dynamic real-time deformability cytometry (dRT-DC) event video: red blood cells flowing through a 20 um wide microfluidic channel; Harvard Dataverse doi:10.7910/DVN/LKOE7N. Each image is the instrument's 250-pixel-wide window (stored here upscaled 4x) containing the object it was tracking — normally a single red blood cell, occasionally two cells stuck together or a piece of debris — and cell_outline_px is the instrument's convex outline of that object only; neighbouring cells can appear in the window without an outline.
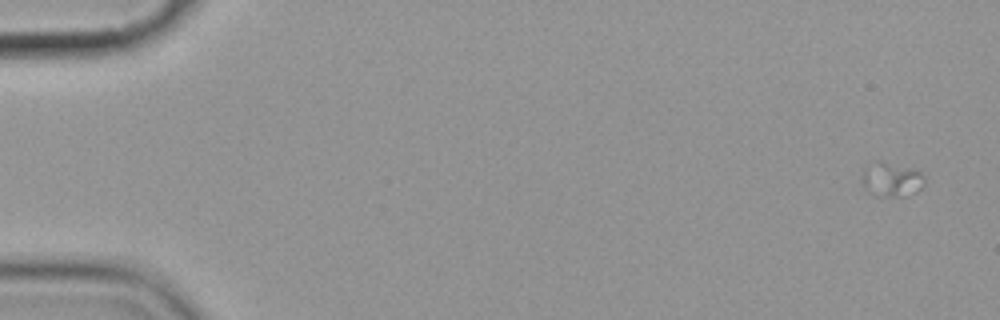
{"species": "common noctule bat (a hibernating species)", "species_latin": "Nyctalus noctula", "temperature_condition": "cold", "stored_images_in_passage": 7, "camera_frame_rate_fps": 3000, "um_per_image_px": 0.085, "animal": {"sex": "female", "body_mass_g": 19.9}, "frame": {"image": 1, "passage_image": 1, "time_ms": 0.0, "image_size_px": [1000, 320], "cell_outline_px": [[924, 184], [916, 192], [908, 196], [876, 196], [868, 192], [860, 180], [864, 168], [876, 160], [880, 160], [908, 168], [920, 172], [924, 176]], "centroid_in_image_um": [75.73, 15.27], "position_along_channel_um": 9.3, "area_um2": 12.54}}
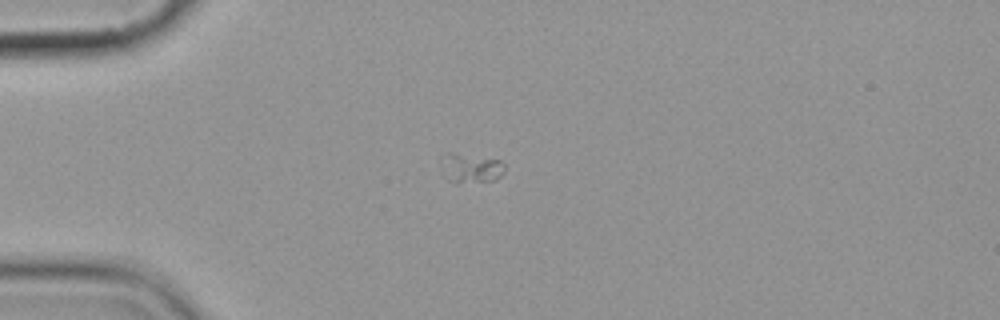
{"frame": {"image": 2, "passage_image": 4, "time_ms": 4.333, "image_size_px": [1000, 320], "cell_outline_px": [[504, 172], [496, 180], [448, 180], [440, 156], [444, 152], [452, 152], [500, 160], [504, 164]], "centroid_in_image_um": [40.04, 14.21], "position_along_channel_um": 45.0, "area_um2": 10.29}}
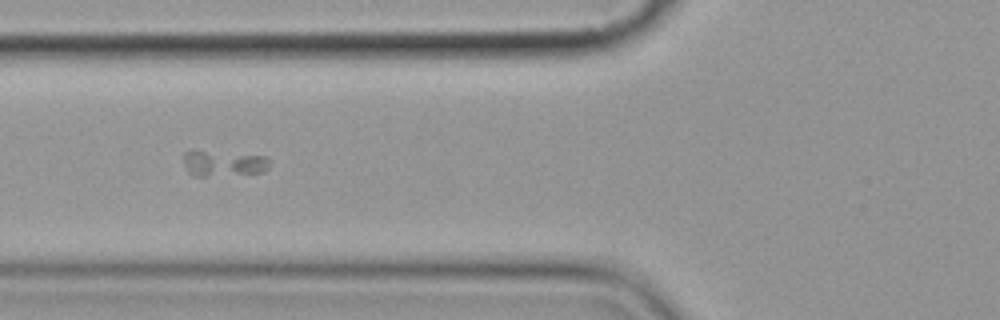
{"frame": {"image": 3, "passage_image": 6, "time_ms": 6.667, "image_size_px": [1000, 320], "cell_outline_px": [[272, 160], [268, 168], [264, 172], [204, 176], [192, 176], [188, 172], [184, 164], [184, 152], [192, 148], [268, 156]], "centroid_in_image_um": [18.99, 13.84], "position_along_channel_um": 106.8, "area_um2": 13.53}}